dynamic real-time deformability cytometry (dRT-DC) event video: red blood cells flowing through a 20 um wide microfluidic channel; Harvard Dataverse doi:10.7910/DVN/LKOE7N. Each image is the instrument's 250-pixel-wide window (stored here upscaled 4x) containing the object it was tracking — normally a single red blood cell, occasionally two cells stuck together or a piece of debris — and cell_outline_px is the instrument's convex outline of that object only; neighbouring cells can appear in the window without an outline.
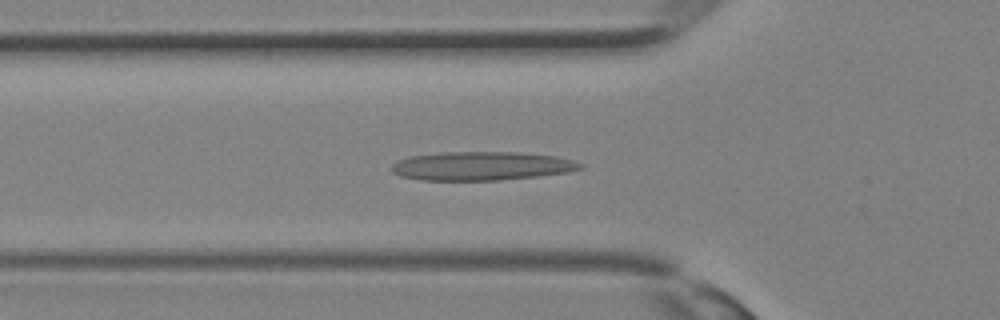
{"species": "Egyptian fruit bat (a non-hibernating species)", "species_latin": "Rousettus aegyptiacus", "temperature_condition": "room temperature", "stored_images_in_passage": 32, "camera_frame_rate_fps": 3000, "um_per_image_px": 0.085, "animal": {"sex": "female"}, "frame": {"image": 1, "passage_image": 11, "time_ms": 3.333, "image_size_px": [1000, 320], "cell_outline_px": [[584, 168], [568, 172], [540, 176], [500, 180], [420, 180], [400, 176], [392, 172], [392, 164], [400, 160], [412, 156], [440, 152], [520, 152], [556, 156], [572, 160], [584, 164]], "centroid_in_image_um": [40.97, 14.11], "position_along_channel_um": 84.8, "area_um2": 31.67}}
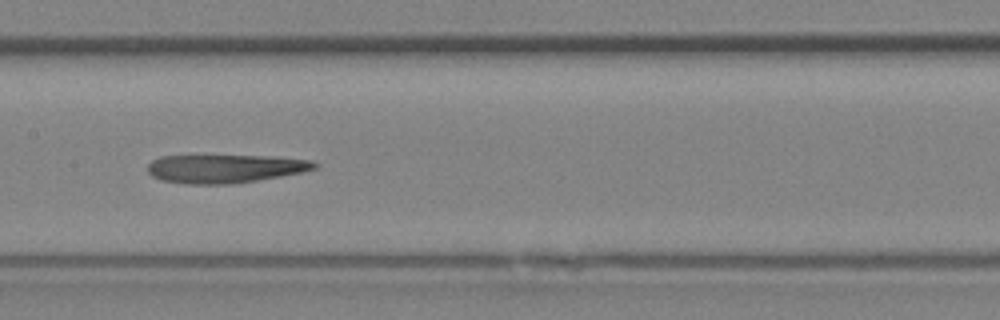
{"frame": {"image": 2, "passage_image": 16, "time_ms": 5.0, "image_size_px": [1000, 320], "cell_outline_px": [[320, 164], [316, 168], [304, 172], [256, 180], [228, 184], [188, 184], [160, 180], [152, 176], [148, 172], [148, 164], [152, 160], [160, 156], [268, 156], [312, 160]], "centroid_in_image_um": [19.13, 14.33], "position_along_channel_um": 188.3, "area_um2": 27.57}}
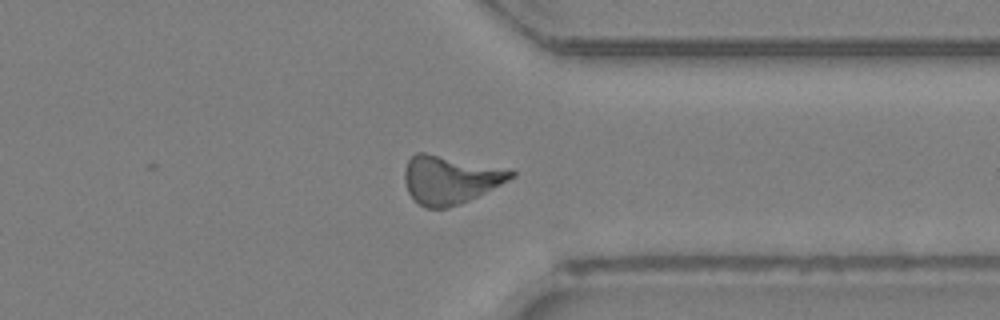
{"frame": {"image": 3, "passage_image": 25, "time_ms": 8.0, "image_size_px": [1000, 320], "cell_outline_px": [[516, 176], [460, 204], [448, 208], [424, 208], [408, 192], [404, 180], [404, 168], [408, 160], [416, 152], [424, 152], [512, 168], [516, 172]], "centroid_in_image_um": [38.28, 15.24], "position_along_channel_um": 373.1, "area_um2": 30.11}}